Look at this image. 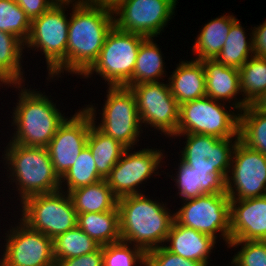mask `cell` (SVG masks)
I'll return each mask as SVG.
<instances>
[{
    "mask_svg": "<svg viewBox=\"0 0 266 266\" xmlns=\"http://www.w3.org/2000/svg\"><path fill=\"white\" fill-rule=\"evenodd\" d=\"M75 1V2H74ZM74 2V3H73ZM67 42V72L84 75L97 61L114 26L113 10L72 0Z\"/></svg>",
    "mask_w": 266,
    "mask_h": 266,
    "instance_id": "cell-1",
    "label": "cell"
},
{
    "mask_svg": "<svg viewBox=\"0 0 266 266\" xmlns=\"http://www.w3.org/2000/svg\"><path fill=\"white\" fill-rule=\"evenodd\" d=\"M118 209L121 241L134 244L145 253L164 245L175 220L174 213L164 204L144 194L128 195L118 199Z\"/></svg>",
    "mask_w": 266,
    "mask_h": 266,
    "instance_id": "cell-2",
    "label": "cell"
},
{
    "mask_svg": "<svg viewBox=\"0 0 266 266\" xmlns=\"http://www.w3.org/2000/svg\"><path fill=\"white\" fill-rule=\"evenodd\" d=\"M18 97L12 117L17 131L10 142L47 148L58 127L65 121V116L52 100L39 91L23 88Z\"/></svg>",
    "mask_w": 266,
    "mask_h": 266,
    "instance_id": "cell-3",
    "label": "cell"
},
{
    "mask_svg": "<svg viewBox=\"0 0 266 266\" xmlns=\"http://www.w3.org/2000/svg\"><path fill=\"white\" fill-rule=\"evenodd\" d=\"M5 151L4 160L8 162L11 179L19 185L21 202L32 195L60 190L61 179L54 170L47 148L10 142Z\"/></svg>",
    "mask_w": 266,
    "mask_h": 266,
    "instance_id": "cell-4",
    "label": "cell"
},
{
    "mask_svg": "<svg viewBox=\"0 0 266 266\" xmlns=\"http://www.w3.org/2000/svg\"><path fill=\"white\" fill-rule=\"evenodd\" d=\"M70 4L72 0L56 2L41 16L33 19L29 38L25 42L28 48H37L44 53L48 76L52 79L61 77V72L67 71L69 20L64 9Z\"/></svg>",
    "mask_w": 266,
    "mask_h": 266,
    "instance_id": "cell-5",
    "label": "cell"
},
{
    "mask_svg": "<svg viewBox=\"0 0 266 266\" xmlns=\"http://www.w3.org/2000/svg\"><path fill=\"white\" fill-rule=\"evenodd\" d=\"M145 38L113 26L106 35L97 61L83 75L84 78L96 71L109 86H124L133 76L137 54Z\"/></svg>",
    "mask_w": 266,
    "mask_h": 266,
    "instance_id": "cell-6",
    "label": "cell"
},
{
    "mask_svg": "<svg viewBox=\"0 0 266 266\" xmlns=\"http://www.w3.org/2000/svg\"><path fill=\"white\" fill-rule=\"evenodd\" d=\"M20 221L52 240L77 225V213L71 197L64 190L36 194L22 201Z\"/></svg>",
    "mask_w": 266,
    "mask_h": 266,
    "instance_id": "cell-7",
    "label": "cell"
},
{
    "mask_svg": "<svg viewBox=\"0 0 266 266\" xmlns=\"http://www.w3.org/2000/svg\"><path fill=\"white\" fill-rule=\"evenodd\" d=\"M219 102L205 96L181 104L175 134H201L239 139V113L226 111L224 102Z\"/></svg>",
    "mask_w": 266,
    "mask_h": 266,
    "instance_id": "cell-8",
    "label": "cell"
},
{
    "mask_svg": "<svg viewBox=\"0 0 266 266\" xmlns=\"http://www.w3.org/2000/svg\"><path fill=\"white\" fill-rule=\"evenodd\" d=\"M184 202L174 214L177 223L209 235L215 240V234L221 232L223 240L229 244L231 215L230 198L227 194H204Z\"/></svg>",
    "mask_w": 266,
    "mask_h": 266,
    "instance_id": "cell-9",
    "label": "cell"
},
{
    "mask_svg": "<svg viewBox=\"0 0 266 266\" xmlns=\"http://www.w3.org/2000/svg\"><path fill=\"white\" fill-rule=\"evenodd\" d=\"M107 93L102 109V123L96 127L131 149L139 141L142 131L135 95L125 86H109Z\"/></svg>",
    "mask_w": 266,
    "mask_h": 266,
    "instance_id": "cell-10",
    "label": "cell"
},
{
    "mask_svg": "<svg viewBox=\"0 0 266 266\" xmlns=\"http://www.w3.org/2000/svg\"><path fill=\"white\" fill-rule=\"evenodd\" d=\"M176 1L123 0L113 9L114 26L144 37H157L172 18Z\"/></svg>",
    "mask_w": 266,
    "mask_h": 266,
    "instance_id": "cell-11",
    "label": "cell"
},
{
    "mask_svg": "<svg viewBox=\"0 0 266 266\" xmlns=\"http://www.w3.org/2000/svg\"><path fill=\"white\" fill-rule=\"evenodd\" d=\"M129 88L136 98L141 125L148 124L165 136H173L178 129L180 105L172 96L169 84L141 83Z\"/></svg>",
    "mask_w": 266,
    "mask_h": 266,
    "instance_id": "cell-12",
    "label": "cell"
},
{
    "mask_svg": "<svg viewBox=\"0 0 266 266\" xmlns=\"http://www.w3.org/2000/svg\"><path fill=\"white\" fill-rule=\"evenodd\" d=\"M230 168L229 173H232L226 178V194L230 200L266 195V155L248 148L239 140L233 151Z\"/></svg>",
    "mask_w": 266,
    "mask_h": 266,
    "instance_id": "cell-13",
    "label": "cell"
},
{
    "mask_svg": "<svg viewBox=\"0 0 266 266\" xmlns=\"http://www.w3.org/2000/svg\"><path fill=\"white\" fill-rule=\"evenodd\" d=\"M186 137V145L181 151V160L195 171L221 173L225 178L230 171L232 155L240 139L218 138L213 135L174 134ZM233 141V143H232Z\"/></svg>",
    "mask_w": 266,
    "mask_h": 266,
    "instance_id": "cell-14",
    "label": "cell"
},
{
    "mask_svg": "<svg viewBox=\"0 0 266 266\" xmlns=\"http://www.w3.org/2000/svg\"><path fill=\"white\" fill-rule=\"evenodd\" d=\"M3 266H56L53 240L22 221L8 232Z\"/></svg>",
    "mask_w": 266,
    "mask_h": 266,
    "instance_id": "cell-15",
    "label": "cell"
},
{
    "mask_svg": "<svg viewBox=\"0 0 266 266\" xmlns=\"http://www.w3.org/2000/svg\"><path fill=\"white\" fill-rule=\"evenodd\" d=\"M129 151V148L124 151L105 178L118 199L128 195L143 194L136 188L157 171L163 160L162 150L142 149L134 153Z\"/></svg>",
    "mask_w": 266,
    "mask_h": 266,
    "instance_id": "cell-16",
    "label": "cell"
},
{
    "mask_svg": "<svg viewBox=\"0 0 266 266\" xmlns=\"http://www.w3.org/2000/svg\"><path fill=\"white\" fill-rule=\"evenodd\" d=\"M94 121L83 108L72 118H66L58 127L47 146L55 172L61 178L75 164L81 150L86 146L90 127Z\"/></svg>",
    "mask_w": 266,
    "mask_h": 266,
    "instance_id": "cell-17",
    "label": "cell"
},
{
    "mask_svg": "<svg viewBox=\"0 0 266 266\" xmlns=\"http://www.w3.org/2000/svg\"><path fill=\"white\" fill-rule=\"evenodd\" d=\"M230 241H266V195L230 200Z\"/></svg>",
    "mask_w": 266,
    "mask_h": 266,
    "instance_id": "cell-18",
    "label": "cell"
},
{
    "mask_svg": "<svg viewBox=\"0 0 266 266\" xmlns=\"http://www.w3.org/2000/svg\"><path fill=\"white\" fill-rule=\"evenodd\" d=\"M165 242H170L169 246L163 247L171 253L207 266L208 257L216 240L195 229L182 226L174 220Z\"/></svg>",
    "mask_w": 266,
    "mask_h": 266,
    "instance_id": "cell-19",
    "label": "cell"
},
{
    "mask_svg": "<svg viewBox=\"0 0 266 266\" xmlns=\"http://www.w3.org/2000/svg\"><path fill=\"white\" fill-rule=\"evenodd\" d=\"M169 79L171 94L179 105L206 96L205 72L199 60L182 61Z\"/></svg>",
    "mask_w": 266,
    "mask_h": 266,
    "instance_id": "cell-20",
    "label": "cell"
},
{
    "mask_svg": "<svg viewBox=\"0 0 266 266\" xmlns=\"http://www.w3.org/2000/svg\"><path fill=\"white\" fill-rule=\"evenodd\" d=\"M175 184L182 200L193 199L204 194H226V178L221 173L195 171L180 160Z\"/></svg>",
    "mask_w": 266,
    "mask_h": 266,
    "instance_id": "cell-21",
    "label": "cell"
},
{
    "mask_svg": "<svg viewBox=\"0 0 266 266\" xmlns=\"http://www.w3.org/2000/svg\"><path fill=\"white\" fill-rule=\"evenodd\" d=\"M203 63L206 81V96L216 100L229 101L240 91V72L234 67L225 66L216 59H206Z\"/></svg>",
    "mask_w": 266,
    "mask_h": 266,
    "instance_id": "cell-22",
    "label": "cell"
},
{
    "mask_svg": "<svg viewBox=\"0 0 266 266\" xmlns=\"http://www.w3.org/2000/svg\"><path fill=\"white\" fill-rule=\"evenodd\" d=\"M85 109L90 113L94 121L89 130L86 146L92 153L97 172L105 179L127 148L112 137L105 135L96 127V108L93 105L87 106Z\"/></svg>",
    "mask_w": 266,
    "mask_h": 266,
    "instance_id": "cell-23",
    "label": "cell"
},
{
    "mask_svg": "<svg viewBox=\"0 0 266 266\" xmlns=\"http://www.w3.org/2000/svg\"><path fill=\"white\" fill-rule=\"evenodd\" d=\"M68 194L77 214L119 210L118 198L105 179L71 190Z\"/></svg>",
    "mask_w": 266,
    "mask_h": 266,
    "instance_id": "cell-24",
    "label": "cell"
},
{
    "mask_svg": "<svg viewBox=\"0 0 266 266\" xmlns=\"http://www.w3.org/2000/svg\"><path fill=\"white\" fill-rule=\"evenodd\" d=\"M77 226L100 246L121 241L119 210L77 214Z\"/></svg>",
    "mask_w": 266,
    "mask_h": 266,
    "instance_id": "cell-25",
    "label": "cell"
},
{
    "mask_svg": "<svg viewBox=\"0 0 266 266\" xmlns=\"http://www.w3.org/2000/svg\"><path fill=\"white\" fill-rule=\"evenodd\" d=\"M234 15H224L205 24L195 39L192 51L197 53L196 60L215 59L221 52L231 25L236 21Z\"/></svg>",
    "mask_w": 266,
    "mask_h": 266,
    "instance_id": "cell-26",
    "label": "cell"
},
{
    "mask_svg": "<svg viewBox=\"0 0 266 266\" xmlns=\"http://www.w3.org/2000/svg\"><path fill=\"white\" fill-rule=\"evenodd\" d=\"M23 46L25 43L17 36L0 31V84L22 88L21 82L23 83L24 78L20 60Z\"/></svg>",
    "mask_w": 266,
    "mask_h": 266,
    "instance_id": "cell-27",
    "label": "cell"
},
{
    "mask_svg": "<svg viewBox=\"0 0 266 266\" xmlns=\"http://www.w3.org/2000/svg\"><path fill=\"white\" fill-rule=\"evenodd\" d=\"M153 37H146L139 48L135 69L132 78L124 85H138L141 83L160 82L164 77V62L158 45L153 42ZM163 75V76H162Z\"/></svg>",
    "mask_w": 266,
    "mask_h": 266,
    "instance_id": "cell-28",
    "label": "cell"
},
{
    "mask_svg": "<svg viewBox=\"0 0 266 266\" xmlns=\"http://www.w3.org/2000/svg\"><path fill=\"white\" fill-rule=\"evenodd\" d=\"M240 91L243 99L233 102L234 109L240 112L254 102L266 90V57L252 56L239 69ZM239 108V109H238Z\"/></svg>",
    "mask_w": 266,
    "mask_h": 266,
    "instance_id": "cell-29",
    "label": "cell"
},
{
    "mask_svg": "<svg viewBox=\"0 0 266 266\" xmlns=\"http://www.w3.org/2000/svg\"><path fill=\"white\" fill-rule=\"evenodd\" d=\"M245 33L237 19L231 25L227 40L215 59L225 66L240 69L250 59L249 57L254 55L253 36L248 41Z\"/></svg>",
    "mask_w": 266,
    "mask_h": 266,
    "instance_id": "cell-30",
    "label": "cell"
},
{
    "mask_svg": "<svg viewBox=\"0 0 266 266\" xmlns=\"http://www.w3.org/2000/svg\"><path fill=\"white\" fill-rule=\"evenodd\" d=\"M239 139L248 148L266 155V113L247 105L239 114Z\"/></svg>",
    "mask_w": 266,
    "mask_h": 266,
    "instance_id": "cell-31",
    "label": "cell"
},
{
    "mask_svg": "<svg viewBox=\"0 0 266 266\" xmlns=\"http://www.w3.org/2000/svg\"><path fill=\"white\" fill-rule=\"evenodd\" d=\"M100 247L77 225L53 239L56 264L60 260L79 257L96 251Z\"/></svg>",
    "mask_w": 266,
    "mask_h": 266,
    "instance_id": "cell-32",
    "label": "cell"
},
{
    "mask_svg": "<svg viewBox=\"0 0 266 266\" xmlns=\"http://www.w3.org/2000/svg\"><path fill=\"white\" fill-rule=\"evenodd\" d=\"M60 179V190L62 191V182L64 183L66 181V192L69 193L71 190L96 183L104 178L97 172L92 153L85 146L81 150L75 164Z\"/></svg>",
    "mask_w": 266,
    "mask_h": 266,
    "instance_id": "cell-33",
    "label": "cell"
},
{
    "mask_svg": "<svg viewBox=\"0 0 266 266\" xmlns=\"http://www.w3.org/2000/svg\"><path fill=\"white\" fill-rule=\"evenodd\" d=\"M31 21L15 0H0V31L11 33L24 43L28 40Z\"/></svg>",
    "mask_w": 266,
    "mask_h": 266,
    "instance_id": "cell-34",
    "label": "cell"
},
{
    "mask_svg": "<svg viewBox=\"0 0 266 266\" xmlns=\"http://www.w3.org/2000/svg\"><path fill=\"white\" fill-rule=\"evenodd\" d=\"M119 241L102 246L103 266H135L136 263L145 266L146 253L136 246Z\"/></svg>",
    "mask_w": 266,
    "mask_h": 266,
    "instance_id": "cell-35",
    "label": "cell"
},
{
    "mask_svg": "<svg viewBox=\"0 0 266 266\" xmlns=\"http://www.w3.org/2000/svg\"><path fill=\"white\" fill-rule=\"evenodd\" d=\"M238 245L242 247L231 261L233 266H266V241H230L228 247Z\"/></svg>",
    "mask_w": 266,
    "mask_h": 266,
    "instance_id": "cell-36",
    "label": "cell"
},
{
    "mask_svg": "<svg viewBox=\"0 0 266 266\" xmlns=\"http://www.w3.org/2000/svg\"><path fill=\"white\" fill-rule=\"evenodd\" d=\"M145 266H206L204 263L182 258L165 249L163 246L146 253Z\"/></svg>",
    "mask_w": 266,
    "mask_h": 266,
    "instance_id": "cell-37",
    "label": "cell"
},
{
    "mask_svg": "<svg viewBox=\"0 0 266 266\" xmlns=\"http://www.w3.org/2000/svg\"><path fill=\"white\" fill-rule=\"evenodd\" d=\"M56 266H103L102 246L92 253L60 260Z\"/></svg>",
    "mask_w": 266,
    "mask_h": 266,
    "instance_id": "cell-38",
    "label": "cell"
},
{
    "mask_svg": "<svg viewBox=\"0 0 266 266\" xmlns=\"http://www.w3.org/2000/svg\"><path fill=\"white\" fill-rule=\"evenodd\" d=\"M16 3L22 8L26 16L32 21L33 19L41 16L50 7H52L55 0H15Z\"/></svg>",
    "mask_w": 266,
    "mask_h": 266,
    "instance_id": "cell-39",
    "label": "cell"
},
{
    "mask_svg": "<svg viewBox=\"0 0 266 266\" xmlns=\"http://www.w3.org/2000/svg\"><path fill=\"white\" fill-rule=\"evenodd\" d=\"M254 28L251 33L253 36L254 56L266 57V21Z\"/></svg>",
    "mask_w": 266,
    "mask_h": 266,
    "instance_id": "cell-40",
    "label": "cell"
},
{
    "mask_svg": "<svg viewBox=\"0 0 266 266\" xmlns=\"http://www.w3.org/2000/svg\"><path fill=\"white\" fill-rule=\"evenodd\" d=\"M78 1L83 3H88L90 5L107 7L113 10L123 0H78Z\"/></svg>",
    "mask_w": 266,
    "mask_h": 266,
    "instance_id": "cell-41",
    "label": "cell"
},
{
    "mask_svg": "<svg viewBox=\"0 0 266 266\" xmlns=\"http://www.w3.org/2000/svg\"><path fill=\"white\" fill-rule=\"evenodd\" d=\"M251 105L256 110L266 113V90Z\"/></svg>",
    "mask_w": 266,
    "mask_h": 266,
    "instance_id": "cell-42",
    "label": "cell"
},
{
    "mask_svg": "<svg viewBox=\"0 0 266 266\" xmlns=\"http://www.w3.org/2000/svg\"><path fill=\"white\" fill-rule=\"evenodd\" d=\"M0 266H3V258L0 260Z\"/></svg>",
    "mask_w": 266,
    "mask_h": 266,
    "instance_id": "cell-43",
    "label": "cell"
},
{
    "mask_svg": "<svg viewBox=\"0 0 266 266\" xmlns=\"http://www.w3.org/2000/svg\"><path fill=\"white\" fill-rule=\"evenodd\" d=\"M56 2H63V1H68V0H55Z\"/></svg>",
    "mask_w": 266,
    "mask_h": 266,
    "instance_id": "cell-44",
    "label": "cell"
}]
</instances>
